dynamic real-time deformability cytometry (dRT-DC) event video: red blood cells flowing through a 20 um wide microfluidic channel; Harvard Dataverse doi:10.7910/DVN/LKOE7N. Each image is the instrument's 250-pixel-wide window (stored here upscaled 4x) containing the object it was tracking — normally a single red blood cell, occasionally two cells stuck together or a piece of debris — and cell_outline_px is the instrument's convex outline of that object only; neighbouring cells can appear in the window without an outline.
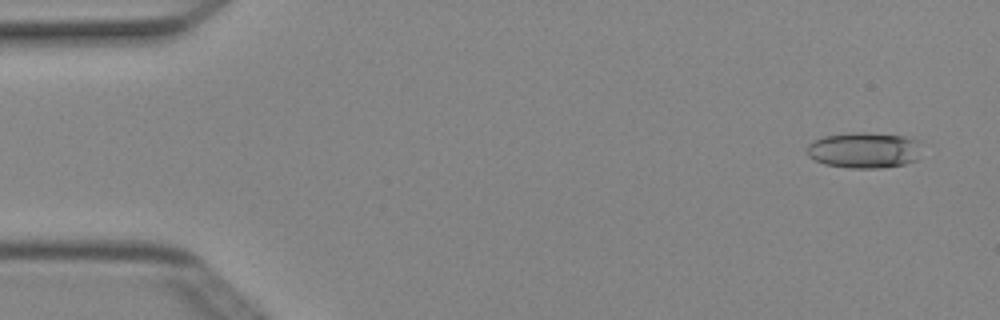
{"species": "Egyptian fruit bat (a non-hibernating species)", "species_latin": "Rousettus aegyptiacus", "temperature_condition": "cold", "stored_images_in_passage": 5, "camera_frame_rate_fps": 3000, "um_per_image_px": 0.085, "animal": {"sex": "female"}, "frame": {"image": 1, "passage_image": 1, "time_ms": 0.0, "image_size_px": [1000, 320], "cell_outline_px": [[916, 160], [904, 164], [880, 168], [848, 168], [824, 164], [808, 156], [808, 144], [812, 140], [824, 136], [852, 132], [868, 132], [904, 136], [916, 140]], "centroid_in_image_um": [73.36, 12.76], "position_along_channel_um": 11.6, "area_um2": 23.7}}
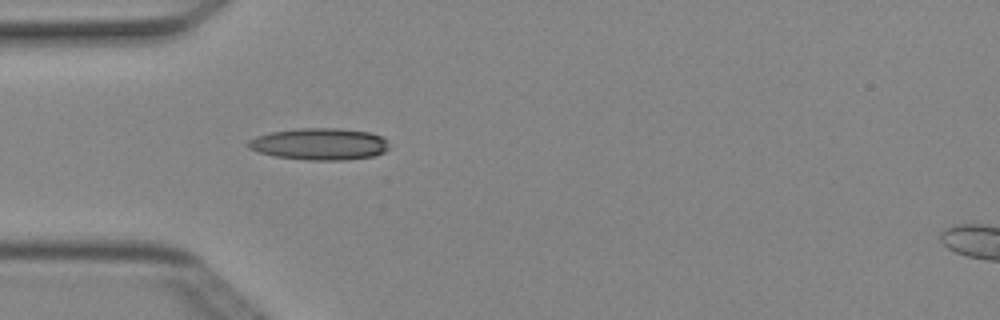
{"frame": {"image": 2, "passage_image": 4, "time_ms": 1.0, "image_size_px": [1000, 320], "cell_outline_px": [[388, 148], [384, 152], [372, 156], [344, 160], [308, 160], [276, 156], [260, 152], [248, 148], [248, 140], [256, 136], [272, 132], [300, 128], [336, 128], [368, 132], [380, 136], [388, 140]], "centroid_in_image_um": [27.17, 12.24], "position_along_channel_um": 57.8, "area_um2": 25.89}}